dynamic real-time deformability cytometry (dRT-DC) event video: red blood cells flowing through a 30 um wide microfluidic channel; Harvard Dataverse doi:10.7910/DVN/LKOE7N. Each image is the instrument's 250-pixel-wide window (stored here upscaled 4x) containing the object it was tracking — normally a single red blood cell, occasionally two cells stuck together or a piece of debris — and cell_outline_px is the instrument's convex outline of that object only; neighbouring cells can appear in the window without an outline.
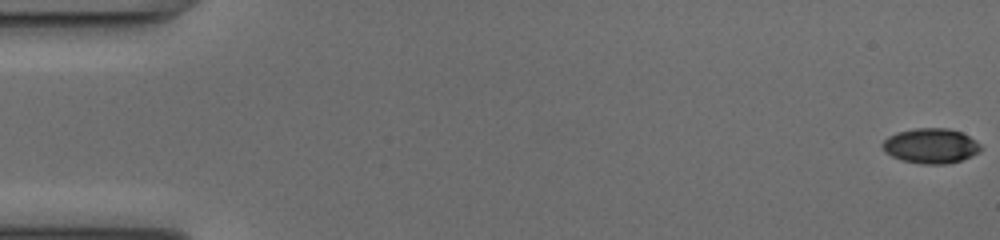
{"species": "common noctule bat (a hibernating species)", "species_latin": "Nyctalus noctula", "temperature_condition": "cold", "stored_images_in_passage": 52, "camera_frame_rate_fps": 3000, "um_per_image_px": 0.085, "animal": {"sex": "female", "body_mass_g": 17.0, "forearm_length_mm": 48.0}, "frame": {"image": 1, "passage_image": 1, "time_ms": 0.0, "image_size_px": [1000, 240], "cell_outline_px": [[984, 148], [980, 152], [972, 156], [948, 164], [920, 164], [900, 160], [884, 152], [880, 144], [888, 136], [896, 132], [916, 128], [948, 128], [960, 132], [968, 136], [980, 144]], "centroid_in_image_um": [79.1, 12.4], "position_along_channel_um": 5.9, "area_um2": 20.29}}
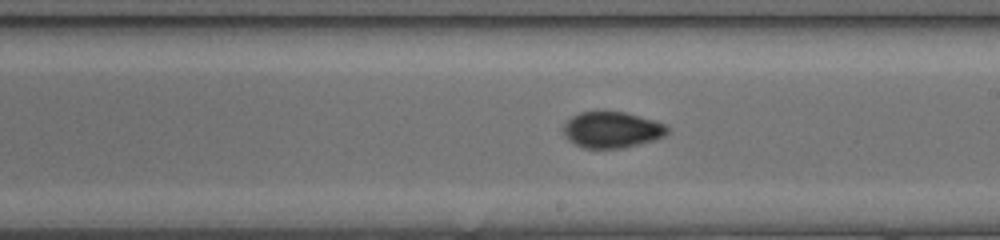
{"frame": {"image": 2, "passage_image": 30, "time_ms": 9.667, "image_size_px": [1000, 240], "cell_outline_px": [[668, 132], [664, 136], [652, 140], [620, 148], [584, 148], [568, 140], [564, 132], [564, 124], [572, 116], [580, 112], [624, 112], [668, 124]], "centroid_in_image_um": [52.02, 11.03], "position_along_channel_um": 237.0, "area_um2": 21.56}}
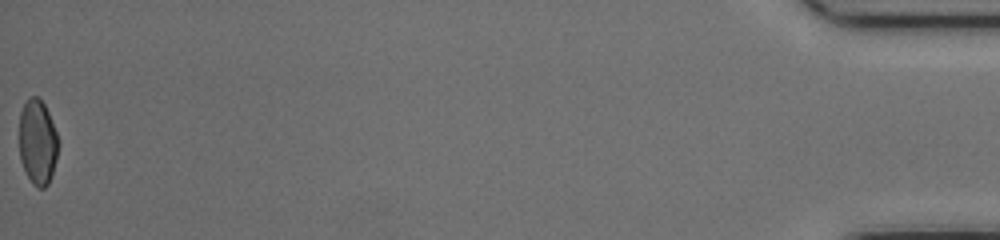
{"frame": {"image": 3, "passage_image": 52, "time_ms": 17.0, "image_size_px": [1000, 240], "cell_outline_px": [[60, 144], [56, 160], [48, 184], [44, 188], [36, 188], [32, 184], [20, 160], [20, 112], [24, 104], [32, 96], [36, 96], [44, 104], [48, 112], [60, 140]], "centroid_in_image_um": [3.22, 12.1], "position_along_channel_um": 432.0, "area_um2": 19.36}, "authors_computed_cell_mechanics": {"area_um2": 20.6924, "velocity_mm_per_s": 4.0957, "shape_relaxation_time_tau1_ms": null, "shape_relaxation_time_tau2_ms": 1.2466, "deformation_change_tau1": null, "deformation_change_tau2": 0.043}}